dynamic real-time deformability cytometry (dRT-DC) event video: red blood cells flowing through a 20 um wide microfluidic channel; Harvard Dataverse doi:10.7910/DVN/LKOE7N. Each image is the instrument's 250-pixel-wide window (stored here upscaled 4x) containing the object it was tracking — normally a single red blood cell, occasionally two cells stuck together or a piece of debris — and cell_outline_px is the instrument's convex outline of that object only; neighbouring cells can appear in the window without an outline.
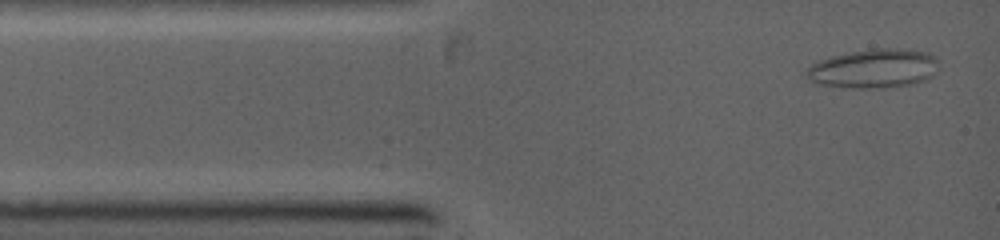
{"species": "common noctule bat (a hibernating species)", "species_latin": "Nyctalus noctula", "temperature_condition": "warm", "stored_images_in_passage": 66, "camera_frame_rate_fps": 5000, "um_per_image_px": 0.085, "animal": {"sex": "female", "body_mass_g": 19.0, "forearm_length_mm": 53.3}, "frame": {"image": 1, "passage_image": 1, "time_ms": 0.0, "image_size_px": [1000, 240], "cell_outline_px": [[940, 60], [936, 72], [928, 80], [912, 84], [888, 88], [844, 88], [816, 84], [808, 80], [804, 72], [812, 64], [820, 60], [832, 56], [852, 52], [876, 48], [896, 48], [928, 52], [936, 56]], "centroid_in_image_um": [74.3, 5.84], "position_along_channel_um": 10.7, "area_um2": 30.69}}
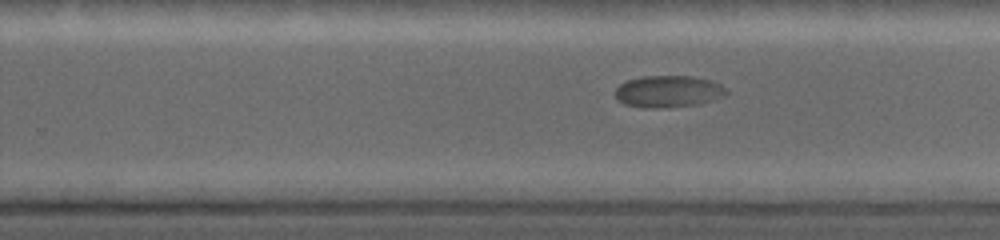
{"frame": {"image": 2, "passage_image": 33, "time_ms": 7.0, "image_size_px": [1000, 240], "cell_outline_px": [[728, 96], [716, 100], [700, 104], [664, 108], [644, 108], [624, 104], [616, 100], [616, 88], [620, 84], [628, 80], [640, 76], [692, 76], [712, 80], [728, 88]], "centroid_in_image_um": [56.87, 7.78], "position_along_channel_um": 272.9, "area_um2": 21.15}}
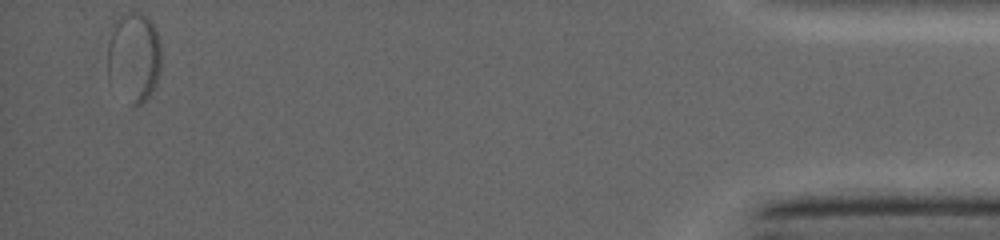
{"frame": {"image": 3, "passage_image": 66, "time_ms": 12.8, "image_size_px": [1000, 240], "cell_outline_px": [[160, 72], [152, 92], [140, 104], [132, 104], [108, 84], [108, 44], [112, 24], [124, 12], [140, 12], [148, 16], [152, 20], [160, 40]], "centroid_in_image_um": [11.37, 4.81], "position_along_channel_um": 423.8, "area_um2": 28.55}}